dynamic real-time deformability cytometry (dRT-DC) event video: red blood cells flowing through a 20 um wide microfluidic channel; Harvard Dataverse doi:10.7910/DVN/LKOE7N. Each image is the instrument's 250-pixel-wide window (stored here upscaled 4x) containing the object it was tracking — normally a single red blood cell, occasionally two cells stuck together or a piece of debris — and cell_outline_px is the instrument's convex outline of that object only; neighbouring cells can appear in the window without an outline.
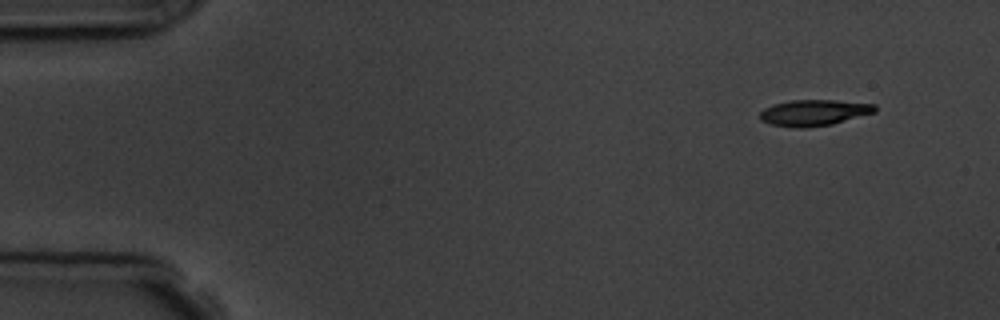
{"species": "common noctule bat (a hibernating species)", "species_latin": "Nyctalus noctula", "temperature_condition": "room temperature", "stored_images_in_passage": 4, "camera_frame_rate_fps": 3000, "um_per_image_px": 0.085, "animal": {"sex": "male", "body_mass_g": 19.5, "forearm_length_mm": 54.6}, "frame": {"image": 1, "passage_image": 1, "time_ms": 0.0, "image_size_px": [1000, 320], "cell_outline_px": [[876, 112], [832, 124], [804, 128], [796, 128], [772, 124], [760, 120], [760, 112], [764, 108], [772, 104], [792, 100], [836, 100], [876, 104]], "centroid_in_image_um": [69.19, 9.57], "position_along_channel_um": 15.8, "area_um2": 17.51}}
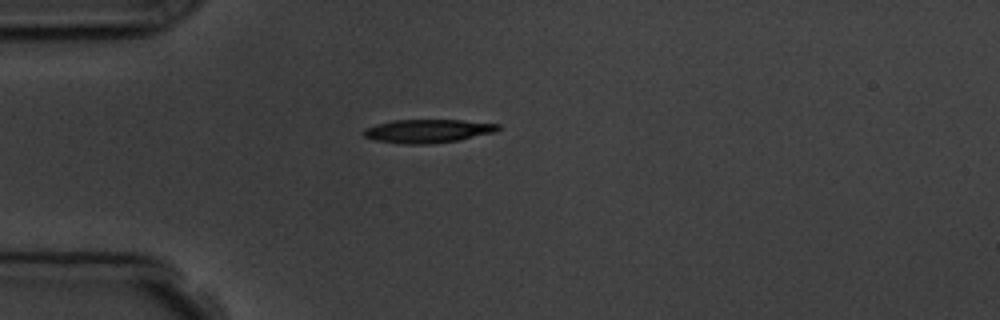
{"frame": {"image": 2, "passage_image": 4, "time_ms": 3.333, "image_size_px": [1000, 320], "cell_outline_px": [[500, 128], [496, 132], [460, 140], [432, 144], [404, 144], [376, 140], [364, 136], [360, 132], [364, 128], [376, 124], [392, 120], [460, 120], [500, 124]], "centroid_in_image_um": [36.35, 11.14], "position_along_channel_um": 48.6, "area_um2": 18.55}}